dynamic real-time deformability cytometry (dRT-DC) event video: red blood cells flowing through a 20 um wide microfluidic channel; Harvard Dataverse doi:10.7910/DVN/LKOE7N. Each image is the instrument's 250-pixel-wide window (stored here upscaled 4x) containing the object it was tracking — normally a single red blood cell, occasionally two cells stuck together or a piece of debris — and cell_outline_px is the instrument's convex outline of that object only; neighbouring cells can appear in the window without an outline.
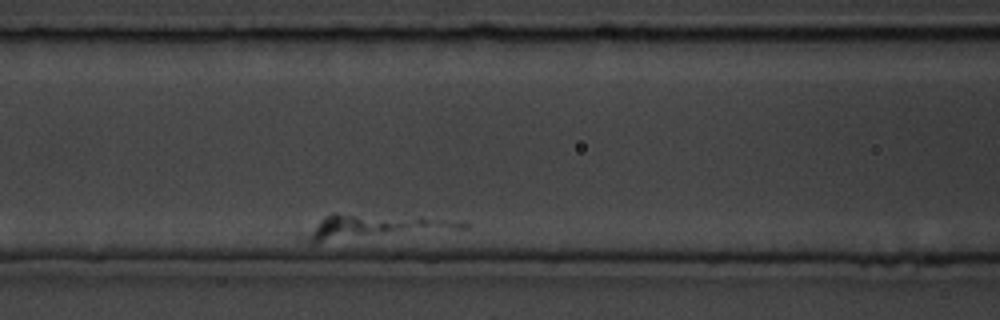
{"species": "common noctule bat (a hibernating species)", "species_latin": "Nyctalus noctula", "temperature_condition": "room temperature", "stored_images_in_passage": 40, "camera_frame_rate_fps": 3000, "um_per_image_px": 0.085, "animal": {"sex": "male", "body_mass_g": 19.5, "forearm_length_mm": 54.6}, "frame": {"image": 1, "passage_image": 11, "time_ms": 3.333, "image_size_px": [1000, 320], "cell_outline_px": [[468, 228], [316, 244], [308, 244], [300, 240], [296, 236], [324, 216], [332, 212], [336, 212], [420, 216], [464, 220], [468, 224]], "centroid_in_image_um": [31.69, 19.28], "position_along_channel_um": 134.9, "area_um2": 24.33}}
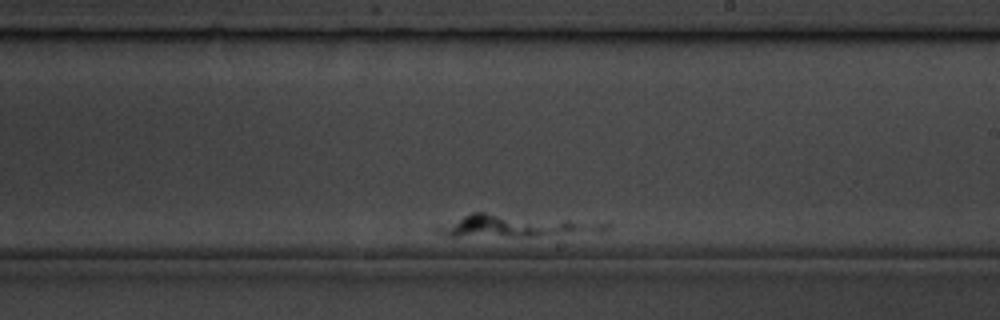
{"frame": {"image": 2, "passage_image": 25, "time_ms": 8.0, "image_size_px": [1000, 320], "cell_outline_px": [[612, 228], [604, 232], [536, 236], [448, 236], [440, 232], [436, 228], [472, 212], [484, 212], [612, 224]], "centroid_in_image_um": [43.92, 19.21], "position_along_channel_um": 245.1, "area_um2": 21.27}}
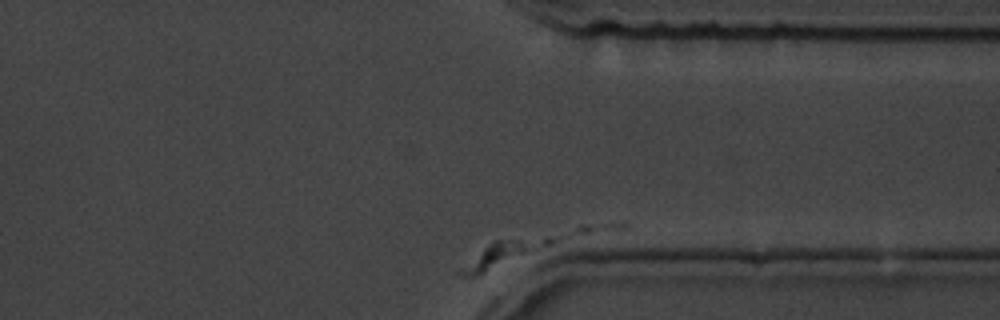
{"frame": {"image": 3, "passage_image": 40, "time_ms": 13.0, "image_size_px": [1000, 320], "cell_outline_px": [[632, 224], [628, 228], [480, 276], [460, 276], [456, 272], [492, 240], [580, 224], [620, 220], [628, 220]], "centroid_in_image_um": [45.51, 20.91], "position_along_channel_um": 365.9, "area_um2": 26.41}}